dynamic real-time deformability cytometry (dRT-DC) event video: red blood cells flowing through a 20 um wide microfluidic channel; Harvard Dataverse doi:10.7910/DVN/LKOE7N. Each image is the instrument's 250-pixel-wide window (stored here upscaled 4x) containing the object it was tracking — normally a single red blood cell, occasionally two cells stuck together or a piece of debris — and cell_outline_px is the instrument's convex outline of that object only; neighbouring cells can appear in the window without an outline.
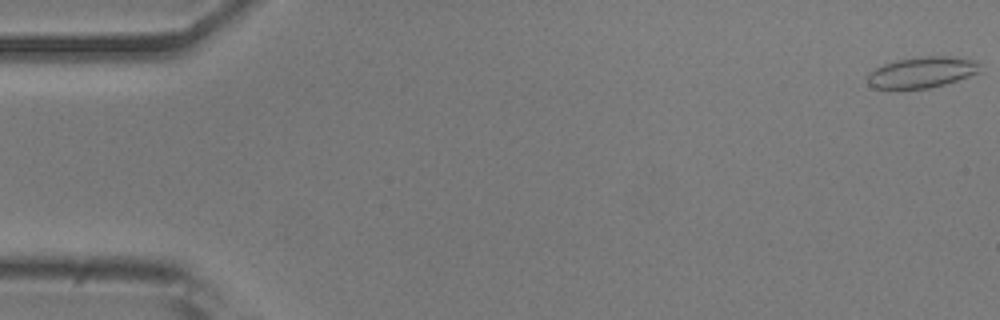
{"species": "common noctule bat (a hibernating species)", "species_latin": "Nyctalus noctula", "temperature_condition": "room temperature", "stored_images_in_passage": 52, "camera_frame_rate_fps": 3000, "um_per_image_px": 0.085, "animal": {"sex": "male", "body_mass_g": 20.5, "forearm_length_mm": 52.5}, "frame": {"image": 1, "passage_image": 1, "time_ms": 0.0, "image_size_px": [1000, 320], "cell_outline_px": [[980, 72], [944, 84], [928, 88], [876, 88], [868, 84], [868, 72], [884, 64], [896, 60], [924, 56], [952, 56], [972, 60], [980, 64]], "centroid_in_image_um": [78.36, 6.13], "position_along_channel_um": 6.6, "area_um2": 20.0}}
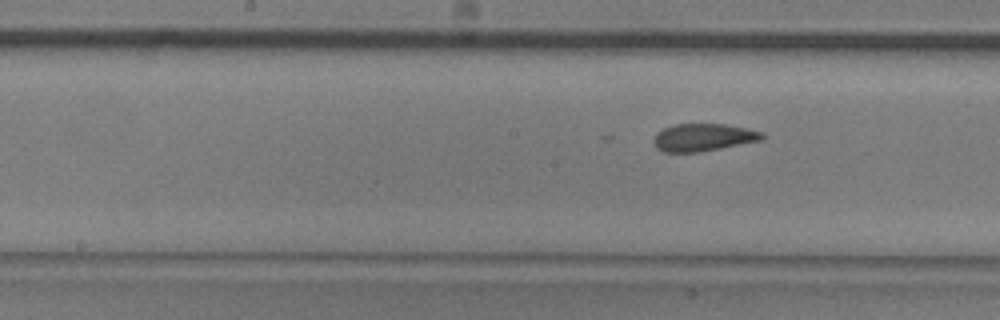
{"frame": {"image": 2, "passage_image": 26, "time_ms": 8.333, "image_size_px": [1000, 320], "cell_outline_px": [[764, 140], [700, 152], [664, 152], [656, 148], [652, 140], [656, 132], [664, 128], [676, 124], [724, 124], [748, 128], [764, 132]], "centroid_in_image_um": [59.79, 11.68], "position_along_channel_um": 188.4, "area_um2": 17.63}}
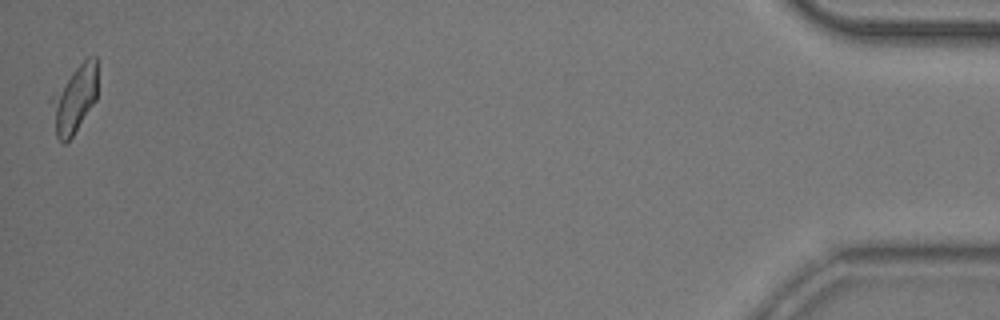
{"frame": {"image": 3, "passage_image": 52, "time_ms": 17.0, "image_size_px": [1000, 320], "cell_outline_px": [[96, 100], [72, 136], [64, 144], [56, 136], [48, 100], [72, 72], [88, 56], [96, 56]], "centroid_in_image_um": [6.29, 8.44], "position_along_channel_um": 428.9, "area_um2": 17.92}}